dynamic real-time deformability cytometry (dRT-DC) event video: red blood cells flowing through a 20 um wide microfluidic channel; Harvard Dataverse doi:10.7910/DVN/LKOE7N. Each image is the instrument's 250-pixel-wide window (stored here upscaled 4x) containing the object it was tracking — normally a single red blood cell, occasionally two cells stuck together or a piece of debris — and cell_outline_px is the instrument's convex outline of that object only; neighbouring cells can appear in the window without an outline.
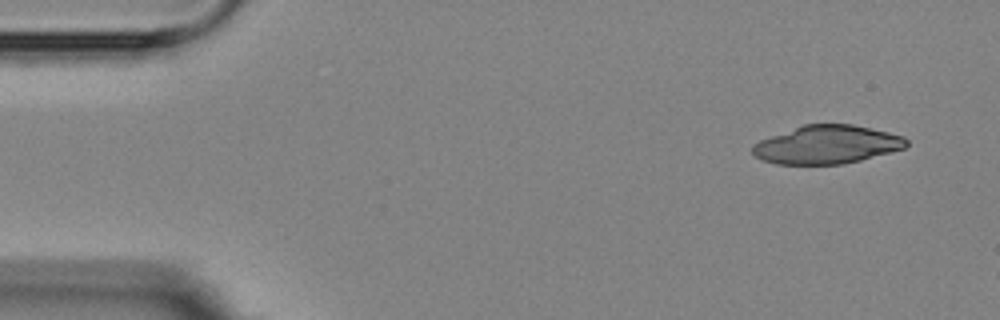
{"species": "Egyptian fruit bat (a non-hibernating species)", "species_latin": "Rousettus aegyptiacus", "temperature_condition": "room temperature", "stored_images_in_passage": 3, "camera_frame_rate_fps": 3000, "um_per_image_px": 0.085, "animal": {"sex": "female"}, "frame": {"image": 1, "passage_image": 1, "time_ms": 0.0, "image_size_px": [1000, 320], "cell_outline_px": [[908, 144], [904, 148], [860, 160], [844, 164], [776, 164], [764, 160], [756, 156], [752, 152], [752, 144], [760, 140], [804, 124], [852, 124], [888, 132], [904, 136], [908, 140]], "centroid_in_image_um": [70.29, 12.29], "position_along_channel_um": 14.7, "area_um2": 34.16}}